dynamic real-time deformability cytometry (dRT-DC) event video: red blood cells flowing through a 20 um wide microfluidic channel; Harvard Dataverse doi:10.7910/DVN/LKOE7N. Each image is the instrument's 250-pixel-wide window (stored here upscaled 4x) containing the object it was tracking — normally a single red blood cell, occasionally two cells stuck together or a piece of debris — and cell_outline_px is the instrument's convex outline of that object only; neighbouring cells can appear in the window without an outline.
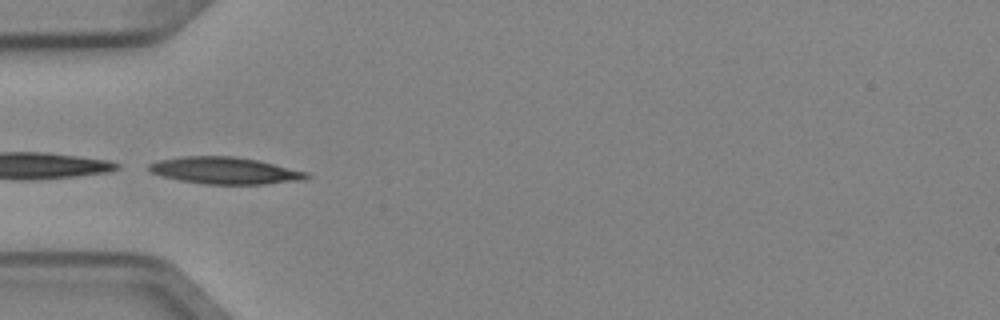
{"species": "Egyptian fruit bat (a non-hibernating species)", "species_latin": "Rousettus aegyptiacus", "temperature_condition": "cold", "stored_images_in_passage": 7, "camera_frame_rate_fps": 3000, "um_per_image_px": 0.085, "animal": {"sex": "female"}, "frame": {"image": 1, "passage_image": 4, "time_ms": 1.0, "image_size_px": [1000, 320], "cell_outline_px": [[312, 176], [304, 180], [264, 184], [204, 184], [180, 180], [164, 176], [152, 172], [148, 168], [148, 164], [156, 160], [180, 156], [232, 156], [256, 160], [308, 172]], "centroid_in_image_um": [19.12, 14.5], "position_along_channel_um": 65.9, "area_um2": 24.62}}
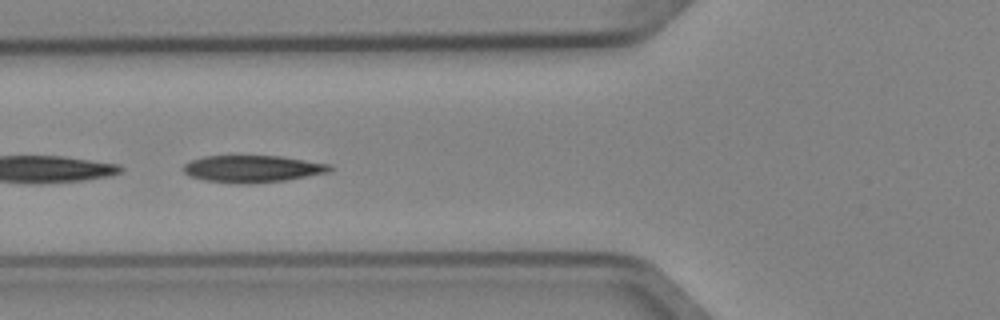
{"frame": {"image": 2, "passage_image": 5, "time_ms": 1.333, "image_size_px": [1000, 320], "cell_outline_px": [[332, 168], [328, 172], [284, 180], [248, 184], [240, 184], [204, 180], [188, 176], [184, 172], [184, 164], [192, 160], [204, 156], [280, 156], [332, 164]], "centroid_in_image_um": [21.44, 14.35], "position_along_channel_um": 104.4, "area_um2": 22.95}}